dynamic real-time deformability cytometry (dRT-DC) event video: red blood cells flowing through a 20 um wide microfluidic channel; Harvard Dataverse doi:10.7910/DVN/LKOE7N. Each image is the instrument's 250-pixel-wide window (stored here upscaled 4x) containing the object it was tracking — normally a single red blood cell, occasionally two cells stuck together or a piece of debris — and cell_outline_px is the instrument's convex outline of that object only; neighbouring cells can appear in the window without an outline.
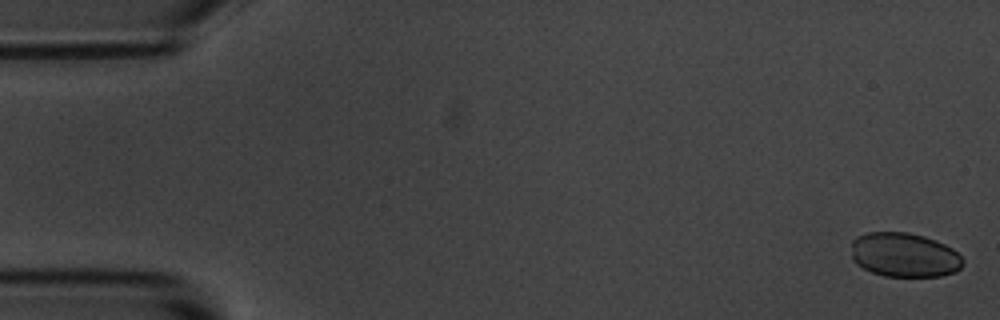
{"species": "common noctule bat (a hibernating species)", "species_latin": "Nyctalus noctula", "temperature_condition": "room temperature", "stored_images_in_passage": 5, "camera_frame_rate_fps": 3000, "um_per_image_px": 0.085, "animal": {"sex": "male", "body_mass_g": 20.1, "forearm_length_mm": 53.5}, "frame": {"image": 1, "passage_image": 1, "time_ms": 0.0, "image_size_px": [1000, 320], "cell_outline_px": [[964, 264], [956, 272], [940, 276], [884, 276], [872, 272], [856, 264], [852, 260], [852, 240], [856, 236], [868, 232], [908, 232], [924, 236], [936, 240], [952, 248], [964, 260]], "centroid_in_image_um": [76.86, 21.66], "position_along_channel_um": 8.1, "area_um2": 29.02}}